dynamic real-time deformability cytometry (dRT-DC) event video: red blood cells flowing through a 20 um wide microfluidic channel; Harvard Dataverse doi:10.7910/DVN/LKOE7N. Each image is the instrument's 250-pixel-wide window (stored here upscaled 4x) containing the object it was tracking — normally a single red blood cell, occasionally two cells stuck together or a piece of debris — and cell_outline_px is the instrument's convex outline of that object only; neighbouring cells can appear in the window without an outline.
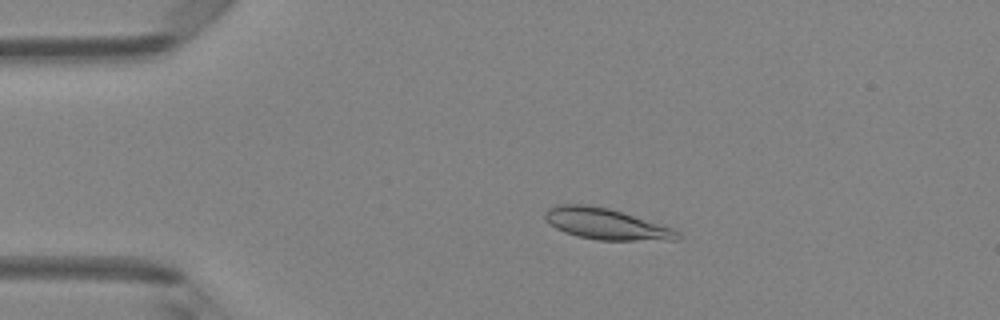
{"species": "Egyptian fruit bat (a non-hibernating species)", "species_latin": "Rousettus aegyptiacus", "temperature_condition": "room temperature", "stored_images_in_passage": 4, "camera_frame_rate_fps": 3000, "um_per_image_px": 0.085, "animal": {"sex": "female"}, "frame": {"image": 1, "passage_image": 3, "time_ms": 0.667, "image_size_px": [1000, 320], "cell_outline_px": [[684, 236], [680, 240], [596, 240], [576, 236], [564, 232], [556, 228], [544, 216], [544, 212], [548, 208], [556, 204], [588, 204], [608, 208], [660, 224], [672, 228], [680, 232]], "centroid_in_image_um": [51.54, 19.04], "position_along_channel_um": 33.5, "area_um2": 24.04}}